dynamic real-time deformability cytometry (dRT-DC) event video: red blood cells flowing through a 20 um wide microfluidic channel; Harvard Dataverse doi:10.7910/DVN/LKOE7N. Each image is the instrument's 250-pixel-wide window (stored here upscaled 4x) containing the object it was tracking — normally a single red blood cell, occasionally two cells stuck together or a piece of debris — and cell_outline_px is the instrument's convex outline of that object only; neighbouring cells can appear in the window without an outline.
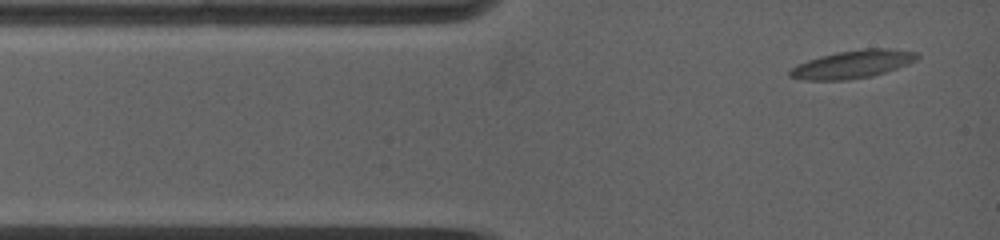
{"species": "common noctule bat (a hibernating species)", "species_latin": "Nyctalus noctula", "temperature_condition": "warm", "stored_images_in_passage": 5, "camera_frame_rate_fps": 5000, "um_per_image_px": 0.085, "animal": {"sex": "female", "body_mass_g": 19.0, "forearm_length_mm": 53.3}, "frame": {"image": 1, "passage_image": 1, "time_ms": 0.0, "image_size_px": [1000, 240], "cell_outline_px": [[920, 56], [916, 60], [908, 64], [872, 76], [848, 80], [804, 80], [788, 76], [788, 72], [796, 64], [820, 56], [836, 52], [864, 48], [888, 48], [920, 52]], "centroid_in_image_um": [72.48, 5.45], "position_along_channel_um": 12.5, "area_um2": 20.87}}
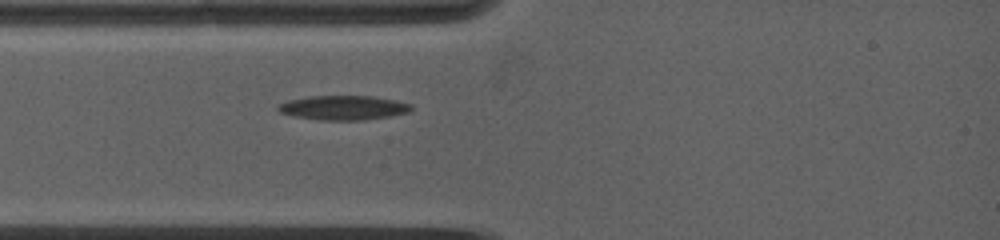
{"frame": {"image": 2, "passage_image": 4, "time_ms": 2.2, "image_size_px": [1000, 240], "cell_outline_px": [[412, 108], [408, 112], [392, 116], [364, 120], [316, 120], [292, 116], [280, 112], [276, 108], [276, 104], [288, 100], [308, 96], [372, 96], [396, 100], [412, 104]], "centroid_in_image_um": [29.15, 9.16], "position_along_channel_um": 55.8, "area_um2": 19.19}}